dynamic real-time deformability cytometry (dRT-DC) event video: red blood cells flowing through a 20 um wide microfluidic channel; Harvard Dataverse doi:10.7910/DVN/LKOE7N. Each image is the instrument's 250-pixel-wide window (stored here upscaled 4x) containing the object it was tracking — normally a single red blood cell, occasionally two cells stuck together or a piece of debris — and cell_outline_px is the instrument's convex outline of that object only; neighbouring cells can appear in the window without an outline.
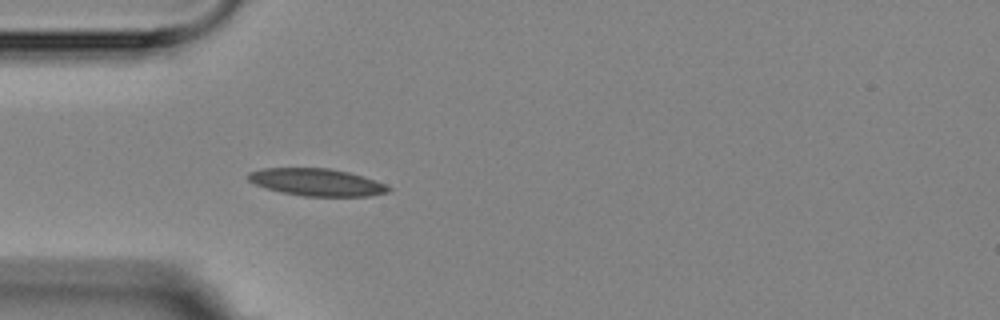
{"species": "Egyptian fruit bat (a non-hibernating species)", "species_latin": "Rousettus aegyptiacus", "temperature_condition": "room temperature", "stored_images_in_passage": 3, "camera_frame_rate_fps": 3000, "um_per_image_px": 0.085, "animal": {"sex": "female"}, "frame": {"image": 1, "passage_image": 3, "time_ms": 3.333, "image_size_px": [1000, 320], "cell_outline_px": [[392, 188], [388, 192], [368, 196], [304, 196], [280, 192], [256, 184], [248, 180], [248, 172], [260, 168], [328, 168], [348, 172], [364, 176], [384, 184]], "centroid_in_image_um": [26.91, 15.48], "position_along_channel_um": 58.1, "area_um2": 22.2}}